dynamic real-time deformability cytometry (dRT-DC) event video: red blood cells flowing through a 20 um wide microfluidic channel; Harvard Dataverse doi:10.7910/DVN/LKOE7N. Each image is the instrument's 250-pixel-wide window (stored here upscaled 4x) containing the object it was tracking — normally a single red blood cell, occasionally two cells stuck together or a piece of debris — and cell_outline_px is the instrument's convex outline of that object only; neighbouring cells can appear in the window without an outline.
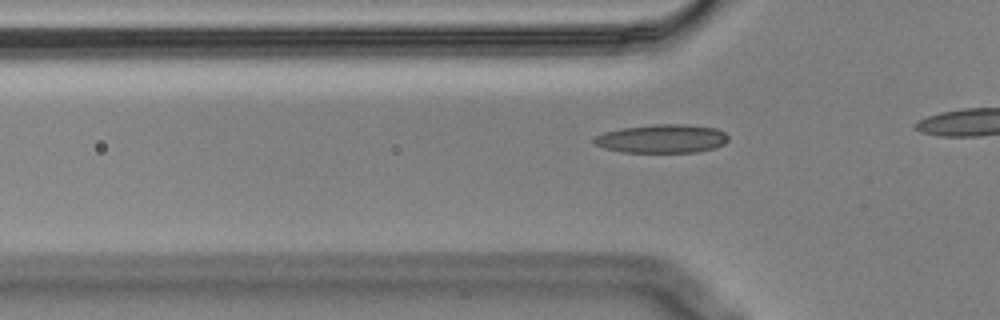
{"species": "Egyptian fruit bat (a non-hibernating species)", "species_latin": "Rousettus aegyptiacus", "temperature_condition": "cold", "stored_images_in_passage": 3, "camera_frame_rate_fps": 3000, "um_per_image_px": 0.085, "animal": {"sex": "male"}, "frame": {"image": 1, "passage_image": 3, "time_ms": 0.667, "image_size_px": [1000, 320], "cell_outline_px": [[728, 140], [724, 144], [712, 148], [696, 152], [624, 152], [604, 148], [596, 144], [592, 140], [596, 136], [604, 132], [624, 128], [652, 124], [684, 124], [716, 128], [724, 132], [728, 136]], "centroid_in_image_um": [56.28, 11.78], "position_along_channel_um": 69.5, "area_um2": 22.2}}